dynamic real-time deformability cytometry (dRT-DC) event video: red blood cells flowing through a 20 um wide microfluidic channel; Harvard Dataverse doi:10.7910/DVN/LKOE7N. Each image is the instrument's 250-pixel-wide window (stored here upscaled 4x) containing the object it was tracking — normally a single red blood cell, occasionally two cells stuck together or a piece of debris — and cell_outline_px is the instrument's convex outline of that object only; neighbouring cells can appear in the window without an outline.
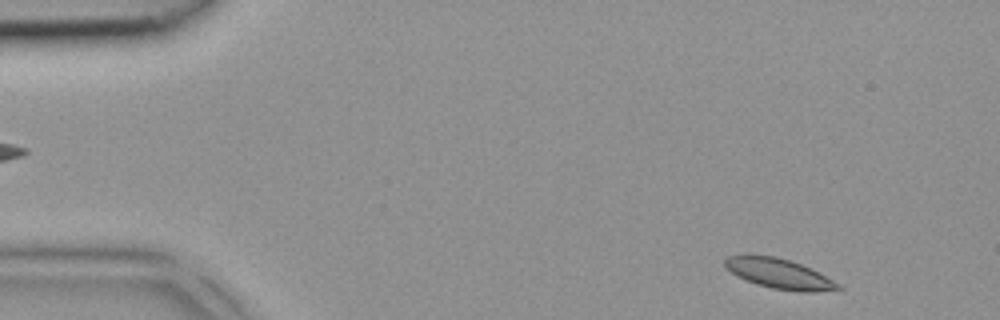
{"species": "common noctule bat (a hibernating species)", "species_latin": "Nyctalus noctula", "temperature_condition": "room temperature", "stored_images_in_passage": 3, "segment_of_instrument_passage": [2, 2], "camera_frame_rate_fps": 3000, "um_per_image_px": 0.085, "animal": {"sex": "female", "body_mass_g": 18.4}, "frame": {"image": 1, "passage_image": 3, "time_ms": 0.667, "image_size_px": [1000, 320], "cell_outline_px": [[844, 288], [812, 292], [800, 292], [772, 288], [756, 284], [736, 276], [724, 268], [724, 260], [728, 256], [776, 256], [812, 268], [840, 284]], "centroid_in_image_um": [66.23, 23.28], "position_along_channel_um": 18.8, "area_um2": 19.65}}